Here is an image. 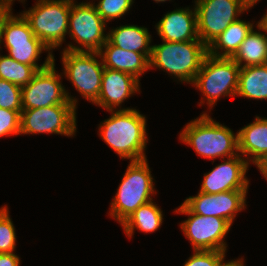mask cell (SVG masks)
<instances>
[{"instance_id":"obj_1","label":"cell","mask_w":267,"mask_h":266,"mask_svg":"<svg viewBox=\"0 0 267 266\" xmlns=\"http://www.w3.org/2000/svg\"><path fill=\"white\" fill-rule=\"evenodd\" d=\"M112 115L99 126V135L121 159H146V118L133 108L110 110Z\"/></svg>"},{"instance_id":"obj_2","label":"cell","mask_w":267,"mask_h":266,"mask_svg":"<svg viewBox=\"0 0 267 266\" xmlns=\"http://www.w3.org/2000/svg\"><path fill=\"white\" fill-rule=\"evenodd\" d=\"M179 139L192 146L203 158H230L239 154L238 134L214 121L207 113L188 123Z\"/></svg>"},{"instance_id":"obj_3","label":"cell","mask_w":267,"mask_h":266,"mask_svg":"<svg viewBox=\"0 0 267 266\" xmlns=\"http://www.w3.org/2000/svg\"><path fill=\"white\" fill-rule=\"evenodd\" d=\"M207 55L208 47L201 40L163 41L152 46L149 68L164 69L180 82L191 84Z\"/></svg>"},{"instance_id":"obj_4","label":"cell","mask_w":267,"mask_h":266,"mask_svg":"<svg viewBox=\"0 0 267 266\" xmlns=\"http://www.w3.org/2000/svg\"><path fill=\"white\" fill-rule=\"evenodd\" d=\"M154 187L147 159L131 161L111 202L109 215L122 224L141 205L153 200Z\"/></svg>"},{"instance_id":"obj_5","label":"cell","mask_w":267,"mask_h":266,"mask_svg":"<svg viewBox=\"0 0 267 266\" xmlns=\"http://www.w3.org/2000/svg\"><path fill=\"white\" fill-rule=\"evenodd\" d=\"M72 1L37 0L36 5L21 13L34 35L50 50L65 41Z\"/></svg>"},{"instance_id":"obj_6","label":"cell","mask_w":267,"mask_h":266,"mask_svg":"<svg viewBox=\"0 0 267 266\" xmlns=\"http://www.w3.org/2000/svg\"><path fill=\"white\" fill-rule=\"evenodd\" d=\"M0 43H5L8 56L17 62L33 66L37 71L47 68L55 61L50 49L34 35L28 22L21 14L13 16L11 12L5 18ZM44 50L48 51V56L45 62L39 66L36 62Z\"/></svg>"},{"instance_id":"obj_7","label":"cell","mask_w":267,"mask_h":266,"mask_svg":"<svg viewBox=\"0 0 267 266\" xmlns=\"http://www.w3.org/2000/svg\"><path fill=\"white\" fill-rule=\"evenodd\" d=\"M240 66L232 58L205 57L192 84L207 100L210 109L223 96H236Z\"/></svg>"},{"instance_id":"obj_8","label":"cell","mask_w":267,"mask_h":266,"mask_svg":"<svg viewBox=\"0 0 267 266\" xmlns=\"http://www.w3.org/2000/svg\"><path fill=\"white\" fill-rule=\"evenodd\" d=\"M96 57H100L99 52L63 50L61 58L65 76L93 104L99 97L105 68Z\"/></svg>"},{"instance_id":"obj_9","label":"cell","mask_w":267,"mask_h":266,"mask_svg":"<svg viewBox=\"0 0 267 266\" xmlns=\"http://www.w3.org/2000/svg\"><path fill=\"white\" fill-rule=\"evenodd\" d=\"M106 22L97 13L94 3L76 4L71 2L68 32L69 36L81 46L69 44L63 50L98 52L107 41L104 34ZM85 47V49H83Z\"/></svg>"},{"instance_id":"obj_10","label":"cell","mask_w":267,"mask_h":266,"mask_svg":"<svg viewBox=\"0 0 267 266\" xmlns=\"http://www.w3.org/2000/svg\"><path fill=\"white\" fill-rule=\"evenodd\" d=\"M248 9L241 0H196L199 39L208 47Z\"/></svg>"},{"instance_id":"obj_11","label":"cell","mask_w":267,"mask_h":266,"mask_svg":"<svg viewBox=\"0 0 267 266\" xmlns=\"http://www.w3.org/2000/svg\"><path fill=\"white\" fill-rule=\"evenodd\" d=\"M55 62L38 71L32 80L21 88L22 110L48 107L51 105H73L77 100L69 95L56 74Z\"/></svg>"},{"instance_id":"obj_12","label":"cell","mask_w":267,"mask_h":266,"mask_svg":"<svg viewBox=\"0 0 267 266\" xmlns=\"http://www.w3.org/2000/svg\"><path fill=\"white\" fill-rule=\"evenodd\" d=\"M76 129V108L73 105H51L21 111L20 135L54 133L72 137Z\"/></svg>"},{"instance_id":"obj_13","label":"cell","mask_w":267,"mask_h":266,"mask_svg":"<svg viewBox=\"0 0 267 266\" xmlns=\"http://www.w3.org/2000/svg\"><path fill=\"white\" fill-rule=\"evenodd\" d=\"M175 212L190 216L180 224V228L191 242L193 250L226 251L224 237L231 225L225 219L192 213L183 203Z\"/></svg>"},{"instance_id":"obj_14","label":"cell","mask_w":267,"mask_h":266,"mask_svg":"<svg viewBox=\"0 0 267 266\" xmlns=\"http://www.w3.org/2000/svg\"><path fill=\"white\" fill-rule=\"evenodd\" d=\"M247 190H230L217 194L199 192L186 198L183 204L192 212L203 216L225 219L231 226L236 214L245 209Z\"/></svg>"},{"instance_id":"obj_15","label":"cell","mask_w":267,"mask_h":266,"mask_svg":"<svg viewBox=\"0 0 267 266\" xmlns=\"http://www.w3.org/2000/svg\"><path fill=\"white\" fill-rule=\"evenodd\" d=\"M248 160L240 154L227 160L223 159V163L204 175L199 192L213 195L230 190H248L249 181L246 178Z\"/></svg>"},{"instance_id":"obj_16","label":"cell","mask_w":267,"mask_h":266,"mask_svg":"<svg viewBox=\"0 0 267 266\" xmlns=\"http://www.w3.org/2000/svg\"><path fill=\"white\" fill-rule=\"evenodd\" d=\"M139 82L129 73L104 68L99 97L94 104L107 111L114 110L135 92H140Z\"/></svg>"},{"instance_id":"obj_17","label":"cell","mask_w":267,"mask_h":266,"mask_svg":"<svg viewBox=\"0 0 267 266\" xmlns=\"http://www.w3.org/2000/svg\"><path fill=\"white\" fill-rule=\"evenodd\" d=\"M155 27L158 35L166 42L200 40L195 7L194 10L188 7L166 13Z\"/></svg>"},{"instance_id":"obj_18","label":"cell","mask_w":267,"mask_h":266,"mask_svg":"<svg viewBox=\"0 0 267 266\" xmlns=\"http://www.w3.org/2000/svg\"><path fill=\"white\" fill-rule=\"evenodd\" d=\"M98 52L105 68L129 73L138 80L146 70L150 69L149 59L143 53L125 51L112 45L108 40Z\"/></svg>"},{"instance_id":"obj_19","label":"cell","mask_w":267,"mask_h":266,"mask_svg":"<svg viewBox=\"0 0 267 266\" xmlns=\"http://www.w3.org/2000/svg\"><path fill=\"white\" fill-rule=\"evenodd\" d=\"M253 123L246 125L237 132L239 154L254 164L259 162L267 154V118L255 117Z\"/></svg>"},{"instance_id":"obj_20","label":"cell","mask_w":267,"mask_h":266,"mask_svg":"<svg viewBox=\"0 0 267 266\" xmlns=\"http://www.w3.org/2000/svg\"><path fill=\"white\" fill-rule=\"evenodd\" d=\"M107 40L125 51L143 53L148 59L151 56V35L147 28L137 25H124L112 29L107 34Z\"/></svg>"},{"instance_id":"obj_21","label":"cell","mask_w":267,"mask_h":266,"mask_svg":"<svg viewBox=\"0 0 267 266\" xmlns=\"http://www.w3.org/2000/svg\"><path fill=\"white\" fill-rule=\"evenodd\" d=\"M253 29V23L244 20L232 22L218 38L208 46V54L218 58H232L241 43ZM221 49V52L218 51Z\"/></svg>"},{"instance_id":"obj_22","label":"cell","mask_w":267,"mask_h":266,"mask_svg":"<svg viewBox=\"0 0 267 266\" xmlns=\"http://www.w3.org/2000/svg\"><path fill=\"white\" fill-rule=\"evenodd\" d=\"M237 95L267 100V64L240 67Z\"/></svg>"},{"instance_id":"obj_23","label":"cell","mask_w":267,"mask_h":266,"mask_svg":"<svg viewBox=\"0 0 267 266\" xmlns=\"http://www.w3.org/2000/svg\"><path fill=\"white\" fill-rule=\"evenodd\" d=\"M232 59L240 67L267 64L266 32L261 33L252 29Z\"/></svg>"},{"instance_id":"obj_24","label":"cell","mask_w":267,"mask_h":266,"mask_svg":"<svg viewBox=\"0 0 267 266\" xmlns=\"http://www.w3.org/2000/svg\"><path fill=\"white\" fill-rule=\"evenodd\" d=\"M149 201L141 205L121 225L128 237H132L135 228L145 233L157 231L162 225L163 214L159 206Z\"/></svg>"},{"instance_id":"obj_25","label":"cell","mask_w":267,"mask_h":266,"mask_svg":"<svg viewBox=\"0 0 267 266\" xmlns=\"http://www.w3.org/2000/svg\"><path fill=\"white\" fill-rule=\"evenodd\" d=\"M38 71L30 65L15 61L10 56H0V79L19 87L27 85Z\"/></svg>"},{"instance_id":"obj_26","label":"cell","mask_w":267,"mask_h":266,"mask_svg":"<svg viewBox=\"0 0 267 266\" xmlns=\"http://www.w3.org/2000/svg\"><path fill=\"white\" fill-rule=\"evenodd\" d=\"M8 212V207L0 208V253H13L16 247L15 228Z\"/></svg>"},{"instance_id":"obj_27","label":"cell","mask_w":267,"mask_h":266,"mask_svg":"<svg viewBox=\"0 0 267 266\" xmlns=\"http://www.w3.org/2000/svg\"><path fill=\"white\" fill-rule=\"evenodd\" d=\"M0 108L22 111L21 87L0 79Z\"/></svg>"},{"instance_id":"obj_28","label":"cell","mask_w":267,"mask_h":266,"mask_svg":"<svg viewBox=\"0 0 267 266\" xmlns=\"http://www.w3.org/2000/svg\"><path fill=\"white\" fill-rule=\"evenodd\" d=\"M133 4V0H100L94 5L105 22L122 17Z\"/></svg>"},{"instance_id":"obj_29","label":"cell","mask_w":267,"mask_h":266,"mask_svg":"<svg viewBox=\"0 0 267 266\" xmlns=\"http://www.w3.org/2000/svg\"><path fill=\"white\" fill-rule=\"evenodd\" d=\"M224 251L194 250L183 266H218L225 258Z\"/></svg>"},{"instance_id":"obj_30","label":"cell","mask_w":267,"mask_h":266,"mask_svg":"<svg viewBox=\"0 0 267 266\" xmlns=\"http://www.w3.org/2000/svg\"><path fill=\"white\" fill-rule=\"evenodd\" d=\"M21 111L0 108V137L20 134Z\"/></svg>"},{"instance_id":"obj_31","label":"cell","mask_w":267,"mask_h":266,"mask_svg":"<svg viewBox=\"0 0 267 266\" xmlns=\"http://www.w3.org/2000/svg\"><path fill=\"white\" fill-rule=\"evenodd\" d=\"M0 266H20V258L13 253H0Z\"/></svg>"},{"instance_id":"obj_32","label":"cell","mask_w":267,"mask_h":266,"mask_svg":"<svg viewBox=\"0 0 267 266\" xmlns=\"http://www.w3.org/2000/svg\"><path fill=\"white\" fill-rule=\"evenodd\" d=\"M255 165L258 167L261 174L267 180V154L259 162H257Z\"/></svg>"},{"instance_id":"obj_33","label":"cell","mask_w":267,"mask_h":266,"mask_svg":"<svg viewBox=\"0 0 267 266\" xmlns=\"http://www.w3.org/2000/svg\"><path fill=\"white\" fill-rule=\"evenodd\" d=\"M11 11L12 10H10L9 8H6L4 6H0V42H1V32H2L3 22H4L5 18L11 13ZM0 49H1V47H0Z\"/></svg>"},{"instance_id":"obj_34","label":"cell","mask_w":267,"mask_h":266,"mask_svg":"<svg viewBox=\"0 0 267 266\" xmlns=\"http://www.w3.org/2000/svg\"><path fill=\"white\" fill-rule=\"evenodd\" d=\"M218 266H244L243 264V260L241 259H237V260H231L228 262H224V260L218 265Z\"/></svg>"},{"instance_id":"obj_35","label":"cell","mask_w":267,"mask_h":266,"mask_svg":"<svg viewBox=\"0 0 267 266\" xmlns=\"http://www.w3.org/2000/svg\"><path fill=\"white\" fill-rule=\"evenodd\" d=\"M257 28L267 33V13L262 17V19L258 22Z\"/></svg>"},{"instance_id":"obj_36","label":"cell","mask_w":267,"mask_h":266,"mask_svg":"<svg viewBox=\"0 0 267 266\" xmlns=\"http://www.w3.org/2000/svg\"><path fill=\"white\" fill-rule=\"evenodd\" d=\"M13 1H15V0H0V6H4L6 8H9L10 10H12L11 5H12ZM22 1H25V0H21V2Z\"/></svg>"},{"instance_id":"obj_37","label":"cell","mask_w":267,"mask_h":266,"mask_svg":"<svg viewBox=\"0 0 267 266\" xmlns=\"http://www.w3.org/2000/svg\"><path fill=\"white\" fill-rule=\"evenodd\" d=\"M248 8L253 7L259 0H241Z\"/></svg>"},{"instance_id":"obj_38","label":"cell","mask_w":267,"mask_h":266,"mask_svg":"<svg viewBox=\"0 0 267 266\" xmlns=\"http://www.w3.org/2000/svg\"><path fill=\"white\" fill-rule=\"evenodd\" d=\"M156 3L158 2H165V1H168V0H154Z\"/></svg>"}]
</instances>
